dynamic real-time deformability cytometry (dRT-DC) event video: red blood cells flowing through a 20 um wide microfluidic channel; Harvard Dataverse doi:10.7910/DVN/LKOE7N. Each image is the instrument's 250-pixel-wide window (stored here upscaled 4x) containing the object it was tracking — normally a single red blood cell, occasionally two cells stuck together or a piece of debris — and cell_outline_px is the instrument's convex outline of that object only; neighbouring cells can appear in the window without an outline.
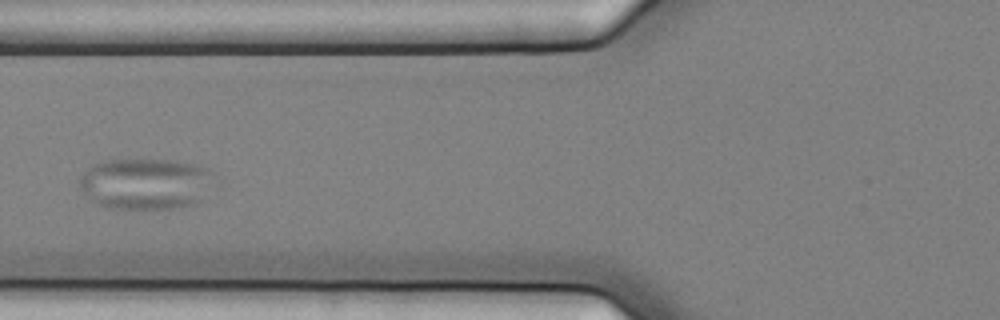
{"species": "common noctule bat (a hibernating species)", "species_latin": "Nyctalus noctula", "temperature_condition": "cold", "stored_images_in_passage": 5, "camera_frame_rate_fps": 3000, "um_per_image_px": 0.085, "animal": {"sex": "female", "body_mass_g": 25.1}, "frame": {"image": 1, "passage_image": 5, "time_ms": 1.333, "image_size_px": [1000, 320], "cell_outline_px": [[216, 172], [200, 200], [196, 204], [180, 208], [108, 208], [96, 204], [80, 188], [80, 176], [92, 164], [100, 160], [176, 160], [196, 164], [208, 168]], "centroid_in_image_um": [12.37, 15.6], "position_along_channel_um": 113.4, "area_um2": 40.29}}